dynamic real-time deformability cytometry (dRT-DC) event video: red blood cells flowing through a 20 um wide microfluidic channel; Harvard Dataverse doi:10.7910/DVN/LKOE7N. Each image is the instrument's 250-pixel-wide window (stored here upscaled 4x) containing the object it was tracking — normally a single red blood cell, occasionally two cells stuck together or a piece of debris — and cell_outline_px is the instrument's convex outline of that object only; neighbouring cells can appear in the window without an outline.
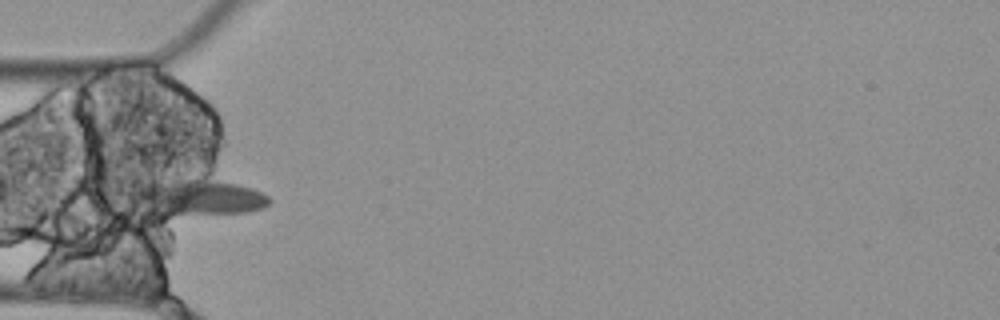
{"species": "Egyptian fruit bat (a non-hibernating species)", "species_latin": "Rousettus aegyptiacus", "temperature_condition": "cold", "stored_images_in_passage": 5, "camera_frame_rate_fps": 3000, "um_per_image_px": 0.085, "animal": {"sex": "female"}, "frame": {"image": 1, "passage_image": 5, "time_ms": 1.333, "image_size_px": [1000, 320], "cell_outline_px": [[272, 200], [268, 204], [260, 208], [244, 212], [168, 216], [128, 204], [128, 188], [148, 180], [168, 176], [204, 172], [252, 188], [268, 196]], "centroid_in_image_um": [16.59, 16.63], "position_along_channel_um": 68.4, "area_um2": 32.31}}